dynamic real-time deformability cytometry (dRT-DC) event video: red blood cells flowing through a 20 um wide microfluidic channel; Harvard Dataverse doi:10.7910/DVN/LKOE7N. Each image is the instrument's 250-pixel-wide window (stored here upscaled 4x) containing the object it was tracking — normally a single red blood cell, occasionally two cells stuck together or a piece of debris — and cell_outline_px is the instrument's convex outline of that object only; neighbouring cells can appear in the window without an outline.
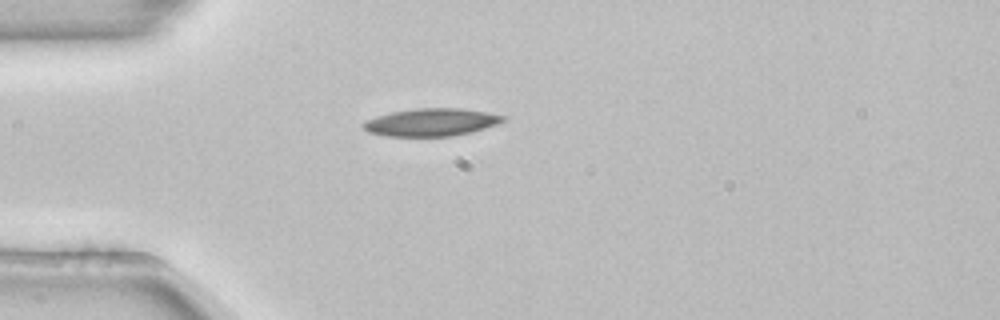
{"species": "common noctule bat (a hibernating species)", "species_latin": "Nyctalus noctula", "temperature_condition": "room temperature", "stored_images_in_passage": 40, "camera_frame_rate_fps": 3000, "um_per_image_px": 0.085, "animal": {"sex": "female", "body_mass_g": 22.7, "forearm_length_mm": 54.2}, "frame": {"image": 1, "passage_image": 1, "time_ms": 0.0, "image_size_px": [1000, 320], "cell_outline_px": [[508, 120], [472, 132], [452, 136], [384, 136], [368, 132], [360, 124], [364, 120], [376, 116], [392, 112], [416, 108], [460, 108], [484, 112], [504, 116]], "centroid_in_image_um": [36.61, 10.39], "position_along_channel_um": 48.4, "area_um2": 22.54}}
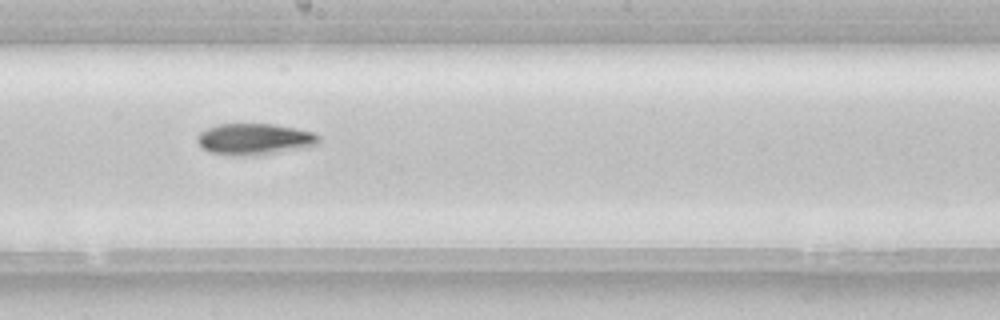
{"frame": {"image": 2, "passage_image": 16, "time_ms": 5.0, "image_size_px": [1000, 320], "cell_outline_px": [[320, 144], [260, 156], [232, 156], [208, 152], [196, 140], [196, 136], [200, 132], [216, 124], [272, 124], [296, 128], [312, 132], [320, 136]], "centroid_in_image_um": [21.63, 11.84], "position_along_channel_um": 226.6, "area_um2": 22.48}}
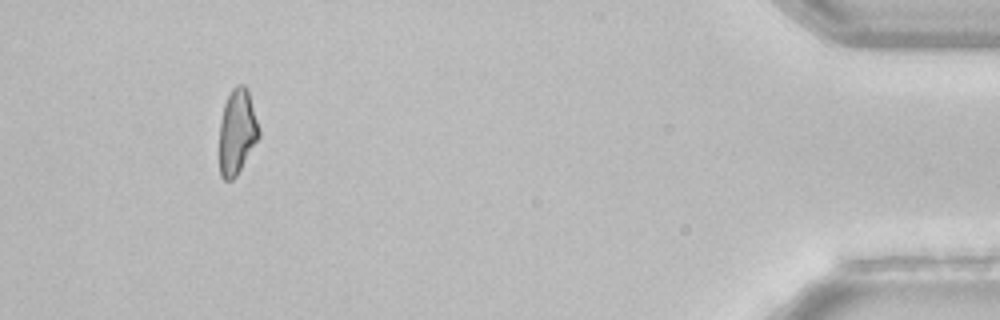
{"frame": {"image": 3, "passage_image": 36, "time_ms": 11.667, "image_size_px": [1000, 320], "cell_outline_px": [[260, 136], [236, 176], [232, 180], [224, 180], [220, 176], [220, 120], [224, 104], [232, 88], [236, 84], [244, 84], [248, 88], [260, 128]], "centroid_in_image_um": [20.16, 11.16], "position_along_channel_um": 415.0, "area_um2": 19.77}, "authors_computed_cell_mechanics": {"area_um2": 21.2704, "velocity_mm_per_s": 3.8642, "shape_relaxation_time_tau1_ms": 5.0538, "shape_relaxation_time_tau2_ms": null, "deformation_change_tau1": 0.1464, "deformation_change_tau2": null}}